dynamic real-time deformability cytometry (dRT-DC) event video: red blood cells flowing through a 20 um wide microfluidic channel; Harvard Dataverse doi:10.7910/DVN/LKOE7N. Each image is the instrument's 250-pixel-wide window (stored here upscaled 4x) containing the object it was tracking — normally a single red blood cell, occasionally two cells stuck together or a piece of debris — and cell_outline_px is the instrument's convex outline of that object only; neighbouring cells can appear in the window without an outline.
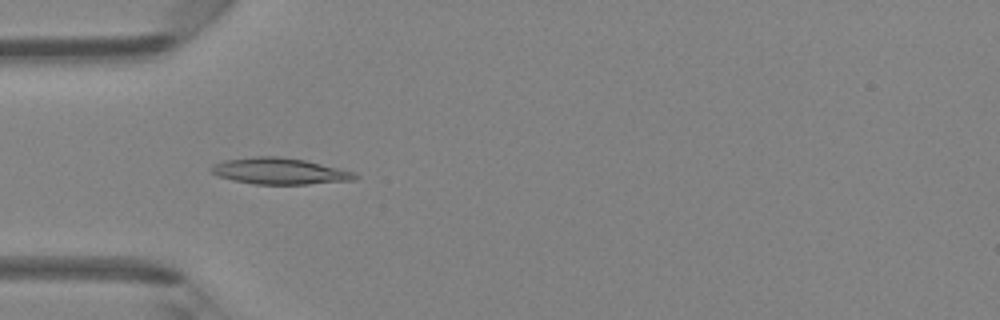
{"species": "Egyptian fruit bat (a non-hibernating species)", "species_latin": "Rousettus aegyptiacus", "temperature_condition": "room temperature", "stored_images_in_passage": 39, "camera_frame_rate_fps": 3000, "um_per_image_px": 0.085, "animal": {"sex": "female"}, "frame": {"image": 1, "passage_image": 6, "time_ms": 1.667, "image_size_px": [1000, 320], "cell_outline_px": [[360, 176], [356, 180], [308, 184], [252, 184], [232, 180], [216, 176], [208, 168], [212, 164], [224, 160], [256, 156], [280, 156], [304, 160], [356, 172]], "centroid_in_image_um": [23.75, 14.55], "position_along_channel_um": 61.2, "area_um2": 22.31}}
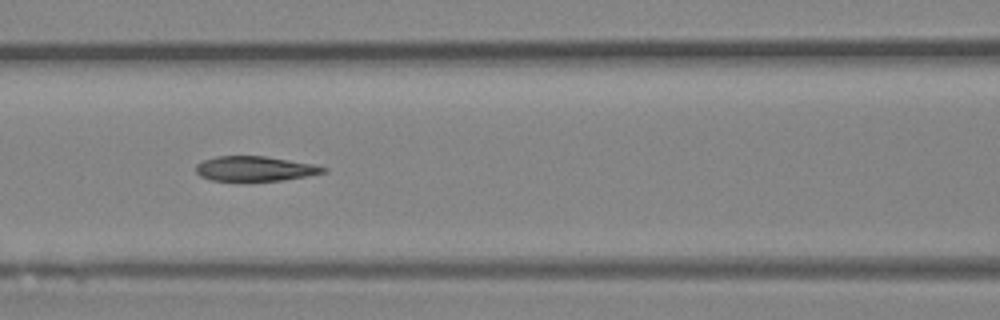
{"frame": {"image": 2, "passage_image": 12, "time_ms": 3.667, "image_size_px": [1000, 320], "cell_outline_px": [[328, 172], [308, 176], [284, 180], [212, 180], [200, 176], [196, 172], [196, 164], [204, 160], [216, 156], [264, 156], [316, 164], [328, 168]], "centroid_in_image_um": [21.73, 14.33], "position_along_channel_um": 144.9, "area_um2": 18.44}}
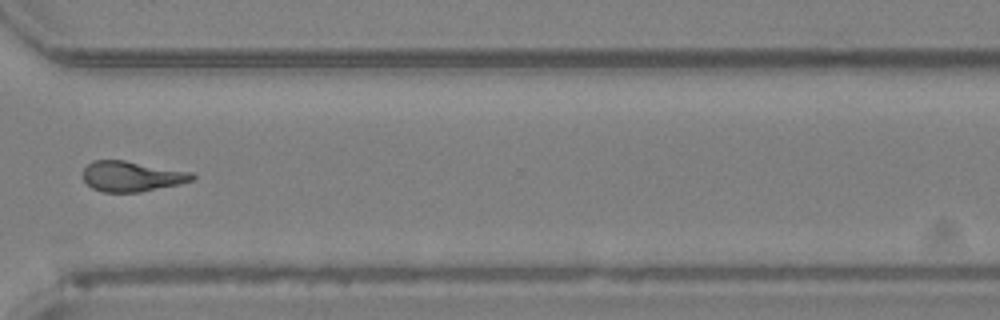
{"frame": {"image": 3, "passage_image": 27, "time_ms": 8.667, "image_size_px": [1000, 320], "cell_outline_px": [[196, 176], [192, 180], [176, 184], [140, 192], [104, 192], [92, 188], [84, 180], [84, 168], [92, 160], [124, 160], [192, 172]], "centroid_in_image_um": [11.18, 14.98], "position_along_channel_um": 359.4, "area_um2": 19.07}, "authors_computed_cell_mechanics": {"area_um2": 19.2474, "velocity_mm_per_s": 4.2953, "shape_relaxation_time_tau1_ms": 4.5669, "shape_relaxation_time_tau2_ms": 2.5791, "deformation_change_tau1": 0.1703, "deformation_change_tau2": 0.1187}}